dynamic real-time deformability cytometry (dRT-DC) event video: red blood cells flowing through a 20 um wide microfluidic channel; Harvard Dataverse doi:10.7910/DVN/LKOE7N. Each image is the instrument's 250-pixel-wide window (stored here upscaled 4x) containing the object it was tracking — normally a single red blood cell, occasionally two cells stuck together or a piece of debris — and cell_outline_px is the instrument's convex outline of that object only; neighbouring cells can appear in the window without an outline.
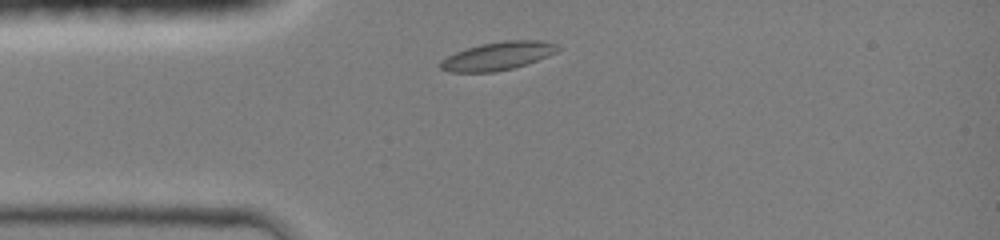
{"species": "common noctule bat (a hibernating species)", "species_latin": "Nyctalus noctula", "temperature_condition": "room temperature", "stored_images_in_passage": 14, "camera_frame_rate_fps": 3000, "um_per_image_px": 0.085, "animal": {"sex": "female", "body_mass_g": 19.0, "forearm_length_mm": 51.5}, "frame": {"image": 1, "passage_image": 1, "time_ms": 0.0, "image_size_px": [1000, 240], "cell_outline_px": [[564, 48], [548, 56], [512, 68], [496, 72], [448, 72], [440, 68], [440, 60], [456, 52], [480, 44], [504, 40], [540, 40], [556, 44]], "centroid_in_image_um": [42.33, 4.75], "position_along_channel_um": 42.7, "area_um2": 19.25}}
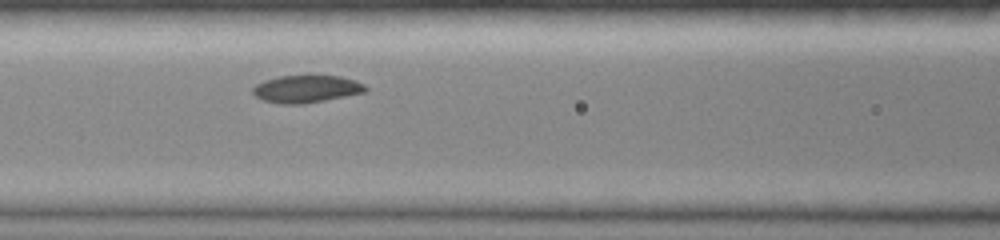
{"frame": {"image": 2, "passage_image": 10, "time_ms": 2.667, "image_size_px": [1000, 240], "cell_outline_px": [[368, 92], [304, 104], [280, 104], [260, 100], [252, 92], [252, 88], [256, 84], [264, 80], [280, 76], [308, 72], [340, 76], [356, 80], [364, 84], [368, 88]], "centroid_in_image_um": [26.06, 7.51], "position_along_channel_um": 140.5, "area_um2": 19.07}}
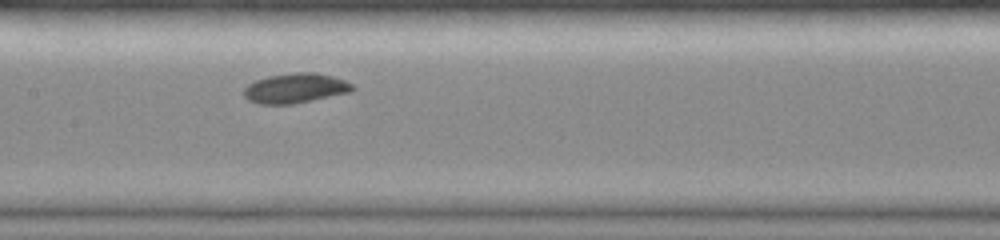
{"frame": {"image": 3, "passage_image": 13, "time_ms": 3.667, "image_size_px": [1000, 240], "cell_outline_px": [[356, 88], [352, 92], [292, 104], [256, 104], [248, 100], [244, 96], [244, 88], [248, 84], [256, 80], [268, 76], [292, 72], [316, 72], [332, 76], [344, 80], [352, 84]], "centroid_in_image_um": [25.11, 7.49], "position_along_channel_um": 182.3, "area_um2": 19.02}}